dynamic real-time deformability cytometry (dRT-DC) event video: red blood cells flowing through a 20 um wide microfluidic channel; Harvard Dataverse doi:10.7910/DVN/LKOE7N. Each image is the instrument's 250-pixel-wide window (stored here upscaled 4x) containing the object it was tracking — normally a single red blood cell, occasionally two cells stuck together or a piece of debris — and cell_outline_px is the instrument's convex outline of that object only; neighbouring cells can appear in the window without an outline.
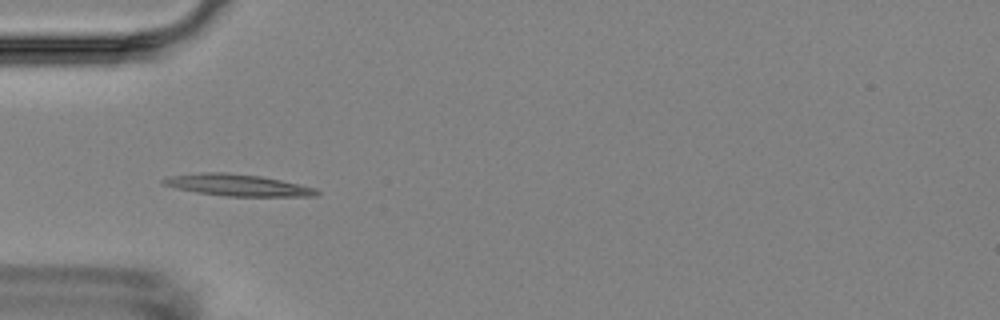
{"species": "Egyptian fruit bat (a non-hibernating species)", "species_latin": "Rousettus aegyptiacus", "temperature_condition": "room temperature", "stored_images_in_passage": 6, "camera_frame_rate_fps": 3000, "um_per_image_px": 0.085, "animal": {"sex": "female"}, "frame": {"image": 1, "passage_image": 6, "time_ms": 6.333, "image_size_px": [1000, 320], "cell_outline_px": [[320, 192], [316, 196], [224, 196], [196, 192], [176, 188], [160, 184], [160, 180], [168, 176], [204, 172], [224, 172], [260, 176], [300, 184], [316, 188]], "centroid_in_image_um": [20.15, 15.73], "position_along_channel_um": 64.8, "area_um2": 19.42}}